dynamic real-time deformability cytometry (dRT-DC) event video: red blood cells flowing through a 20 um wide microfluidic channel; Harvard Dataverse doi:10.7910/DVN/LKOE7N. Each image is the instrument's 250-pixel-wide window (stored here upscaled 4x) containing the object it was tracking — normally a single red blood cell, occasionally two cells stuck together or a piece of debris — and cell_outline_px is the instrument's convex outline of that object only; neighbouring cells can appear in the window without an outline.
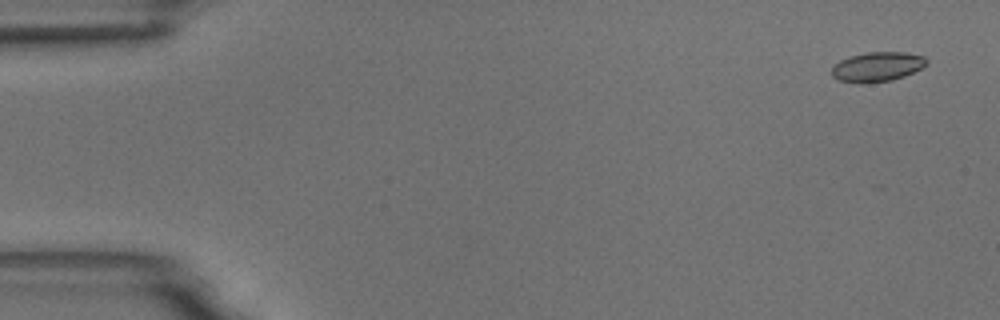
{"species": "common noctule bat (a hibernating species)", "species_latin": "Nyctalus noctula", "temperature_condition": "room temperature", "stored_images_in_passage": 5, "camera_frame_rate_fps": 3000, "um_per_image_px": 0.085, "animal": {"sex": "male", "body_mass_g": 18.8}, "frame": {"image": 1, "passage_image": 1, "time_ms": 0.0, "image_size_px": [1000, 320], "cell_outline_px": [[928, 64], [904, 76], [892, 80], [860, 84], [856, 84], [836, 80], [832, 76], [832, 68], [840, 60], [848, 56], [868, 52], [904, 52], [924, 56], [928, 60]], "centroid_in_image_um": [74.54, 5.68], "position_along_channel_um": 10.5, "area_um2": 16.53}}